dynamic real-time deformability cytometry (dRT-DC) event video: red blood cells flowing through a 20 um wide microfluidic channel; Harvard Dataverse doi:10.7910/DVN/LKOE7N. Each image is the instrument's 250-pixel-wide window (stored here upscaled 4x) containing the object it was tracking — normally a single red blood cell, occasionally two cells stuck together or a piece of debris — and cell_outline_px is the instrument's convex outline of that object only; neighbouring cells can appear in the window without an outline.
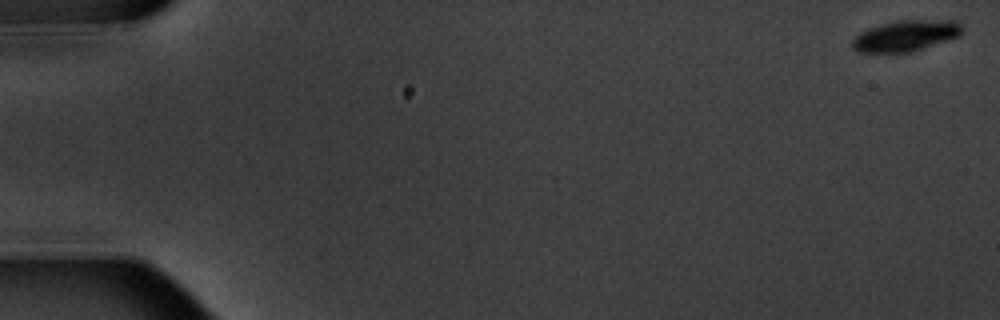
{"species": "common noctule bat (a hibernating species)", "species_latin": "Nyctalus noctula", "temperature_condition": "warm", "stored_images_in_passage": 5, "camera_frame_rate_fps": 3000, "um_per_image_px": 0.085, "animal": {"sex": "male", "body_mass_g": 20.1, "forearm_length_mm": 53.5}, "frame": {"image": 1, "passage_image": 1, "time_ms": 0.0, "image_size_px": [1000, 320], "cell_outline_px": [[964, 28], [956, 36], [908, 52], [856, 52], [852, 48], [852, 40], [860, 32], [868, 28], [896, 20], [956, 20]], "centroid_in_image_um": [76.92, 3.02], "position_along_channel_um": 8.1, "area_um2": 19.36}}